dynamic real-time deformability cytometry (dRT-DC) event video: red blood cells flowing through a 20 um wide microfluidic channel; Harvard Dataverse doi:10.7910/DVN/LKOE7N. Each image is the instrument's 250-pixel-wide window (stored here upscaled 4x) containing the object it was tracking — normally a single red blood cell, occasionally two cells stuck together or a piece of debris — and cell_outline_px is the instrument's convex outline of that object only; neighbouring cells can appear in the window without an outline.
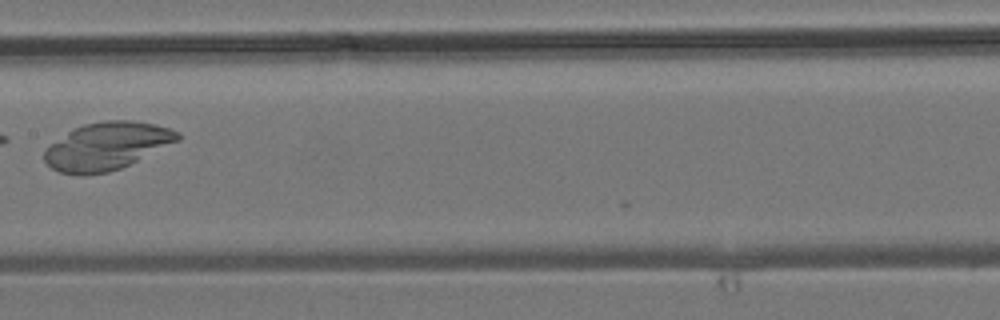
{"species": "common noctule bat (a hibernating species)", "species_latin": "Nyctalus noctula", "temperature_condition": "room temperature", "stored_images_in_passage": 5, "camera_frame_rate_fps": 3000, "um_per_image_px": 0.085, "animal": {"sex": "male", "body_mass_g": 19.2, "forearm_length_mm": 51.8}, "frame": {"image": 1, "passage_image": 5, "time_ms": 4.667, "image_size_px": [1000, 320], "cell_outline_px": [[180, 140], [120, 168], [108, 172], [84, 176], [76, 176], [60, 172], [52, 168], [44, 160], [44, 152], [52, 144], [72, 128], [84, 124], [104, 120], [132, 120], [156, 124], [180, 132]], "centroid_in_image_um": [9.08, 12.42], "position_along_channel_um": 198.3, "area_um2": 36.88}}